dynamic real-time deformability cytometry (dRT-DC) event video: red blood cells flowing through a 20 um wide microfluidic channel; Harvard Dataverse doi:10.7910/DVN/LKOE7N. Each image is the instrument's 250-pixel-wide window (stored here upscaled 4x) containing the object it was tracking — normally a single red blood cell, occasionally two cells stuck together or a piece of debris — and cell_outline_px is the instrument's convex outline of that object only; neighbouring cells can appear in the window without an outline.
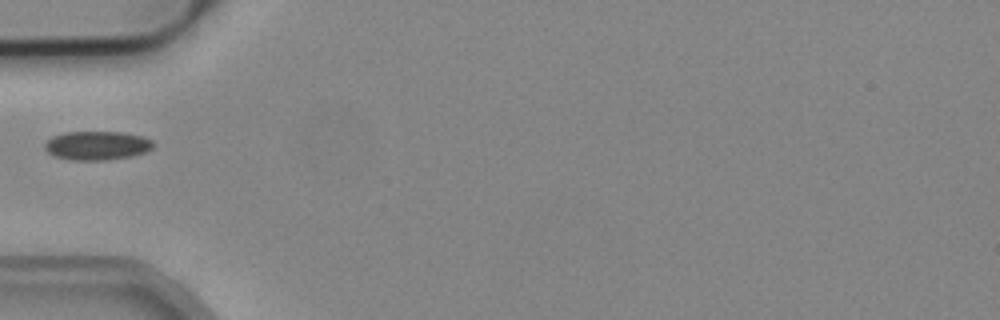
{"species": "common noctule bat (a hibernating species)", "species_latin": "Nyctalus noctula", "temperature_condition": "cold", "stored_images_in_passage": 1, "camera_frame_rate_fps": 3000, "um_per_image_px": 0.085, "animal": {"sex": "male", "body_mass_g": 19.2, "forearm_length_mm": 51.8}, "frame": {"image": 1, "passage_image": 1, "time_ms": 0.0, "image_size_px": [1000, 320], "cell_outline_px": [[152, 148], [144, 152], [132, 156], [104, 160], [72, 160], [56, 156], [48, 152], [44, 148], [44, 144], [52, 136], [64, 132], [124, 132], [144, 136], [152, 140]], "centroid_in_image_um": [8.24, 12.36], "position_along_channel_um": 76.8, "area_um2": 18.21}}